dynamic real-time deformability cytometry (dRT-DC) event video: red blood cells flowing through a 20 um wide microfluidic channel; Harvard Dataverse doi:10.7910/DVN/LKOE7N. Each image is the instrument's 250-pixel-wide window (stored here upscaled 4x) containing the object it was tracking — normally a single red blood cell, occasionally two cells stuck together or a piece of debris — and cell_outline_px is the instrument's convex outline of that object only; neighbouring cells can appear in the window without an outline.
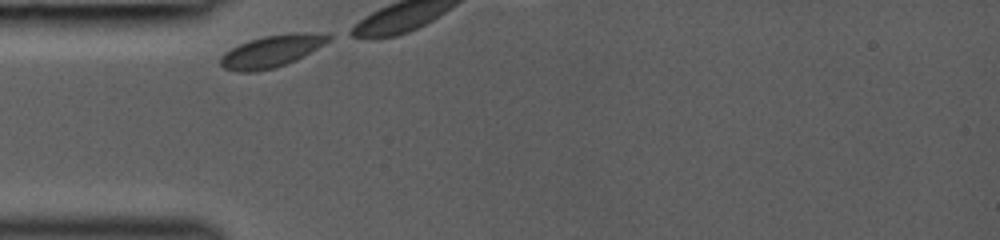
{"species": "common noctule bat (a hibernating species)", "species_latin": "Nyctalus noctula", "temperature_condition": "room temperature", "stored_images_in_passage": 4, "camera_frame_rate_fps": 3000, "um_per_image_px": 0.085, "animal": {"sex": "female", "body_mass_g": 19.0, "forearm_length_mm": 53.3}, "frame": {"image": 1, "passage_image": 1, "time_ms": 0.0, "image_size_px": [1000, 240], "cell_outline_px": [[332, 36], [324, 44], [296, 60], [272, 68], [256, 72], [240, 72], [224, 68], [220, 64], [220, 56], [224, 52], [248, 40], [264, 36], [296, 32], [304, 32]], "centroid_in_image_um": [23.03, 4.36], "position_along_channel_um": 62.0, "area_um2": 19.83}}